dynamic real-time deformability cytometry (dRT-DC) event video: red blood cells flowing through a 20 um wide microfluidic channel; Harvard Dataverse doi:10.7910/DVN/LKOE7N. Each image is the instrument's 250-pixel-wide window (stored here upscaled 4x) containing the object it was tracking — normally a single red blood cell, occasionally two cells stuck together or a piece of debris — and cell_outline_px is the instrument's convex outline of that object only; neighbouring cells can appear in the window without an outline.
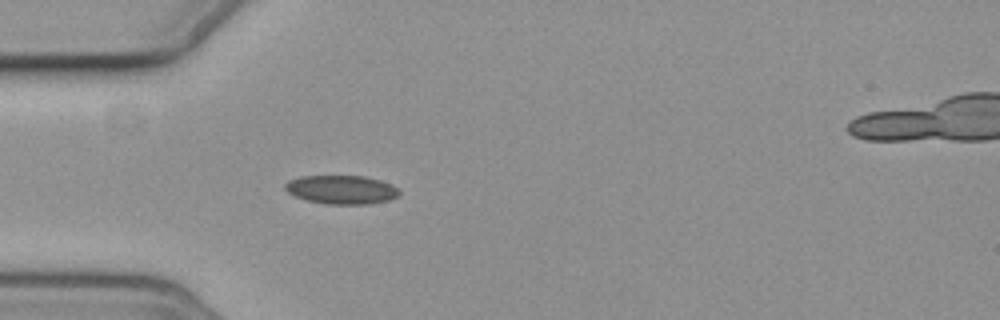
{"species": "common noctule bat (a hibernating species)", "species_latin": "Nyctalus noctula", "temperature_condition": "cold", "stored_images_in_passage": 5, "camera_frame_rate_fps": 3000, "um_per_image_px": 0.085, "animal": {"sex": "female", "body_mass_g": 19.3, "forearm_length_mm": 54.1}, "frame": {"image": 1, "passage_image": 4, "time_ms": 3.667, "image_size_px": [1000, 320], "cell_outline_px": [[400, 196], [388, 200], [368, 204], [324, 204], [308, 200], [296, 196], [288, 192], [284, 188], [284, 184], [288, 180], [300, 176], [364, 176], [380, 180], [392, 184], [400, 192]], "centroid_in_image_um": [29.03, 16.12], "position_along_channel_um": 56.0, "area_um2": 19.13}}